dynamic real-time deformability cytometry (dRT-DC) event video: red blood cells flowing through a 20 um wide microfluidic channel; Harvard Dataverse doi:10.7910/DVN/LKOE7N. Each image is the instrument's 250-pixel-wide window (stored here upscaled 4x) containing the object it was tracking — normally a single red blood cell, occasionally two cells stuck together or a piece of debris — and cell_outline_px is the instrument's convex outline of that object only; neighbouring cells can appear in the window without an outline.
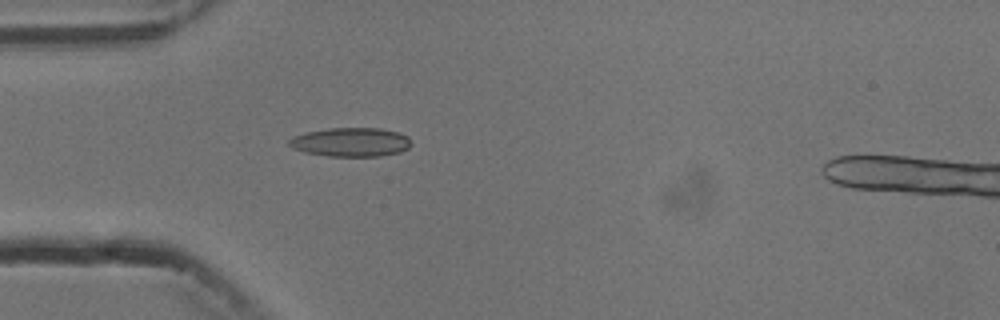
{"species": "common noctule bat (a hibernating species)", "species_latin": "Nyctalus noctula", "temperature_condition": "cold", "stored_images_in_passage": 3, "camera_frame_rate_fps": 3000, "um_per_image_px": 0.085, "animal": {"sex": "male", "body_mass_g": 13.3}, "frame": {"image": 1, "passage_image": 3, "time_ms": 2.667, "image_size_px": [1000, 320], "cell_outline_px": [[412, 144], [408, 148], [400, 152], [380, 156], [328, 156], [304, 152], [292, 148], [288, 144], [288, 140], [292, 136], [308, 132], [328, 128], [380, 128], [400, 132], [408, 136]], "centroid_in_image_um": [29.83, 12.08], "position_along_channel_um": 55.2, "area_um2": 20.75}}